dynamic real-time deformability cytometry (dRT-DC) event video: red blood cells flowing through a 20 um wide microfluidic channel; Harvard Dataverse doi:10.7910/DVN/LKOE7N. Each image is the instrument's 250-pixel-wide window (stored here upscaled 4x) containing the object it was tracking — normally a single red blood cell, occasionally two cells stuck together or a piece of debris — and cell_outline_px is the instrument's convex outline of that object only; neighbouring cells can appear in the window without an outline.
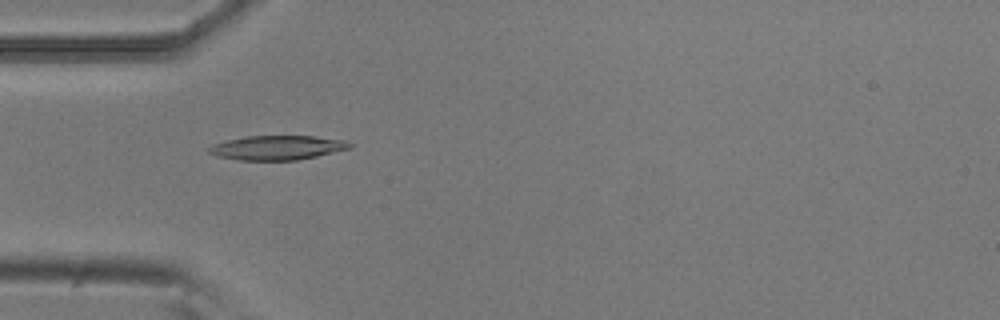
{"species": "common noctule bat (a hibernating species)", "species_latin": "Nyctalus noctula", "temperature_condition": "room temperature", "stored_images_in_passage": 38, "camera_frame_rate_fps": 3000, "um_per_image_px": 0.085, "animal": {"sex": "male", "body_mass_g": 20.5, "forearm_length_mm": 52.5}, "frame": {"image": 1, "passage_image": 16, "time_ms": 5.0, "image_size_px": [1000, 320], "cell_outline_px": [[352, 148], [316, 156], [296, 160], [240, 160], [216, 156], [208, 152], [208, 148], [216, 144], [228, 140], [248, 136], [312, 136], [344, 140], [352, 144]], "centroid_in_image_um": [23.59, 12.55], "position_along_channel_um": 61.4, "area_um2": 19.71}}
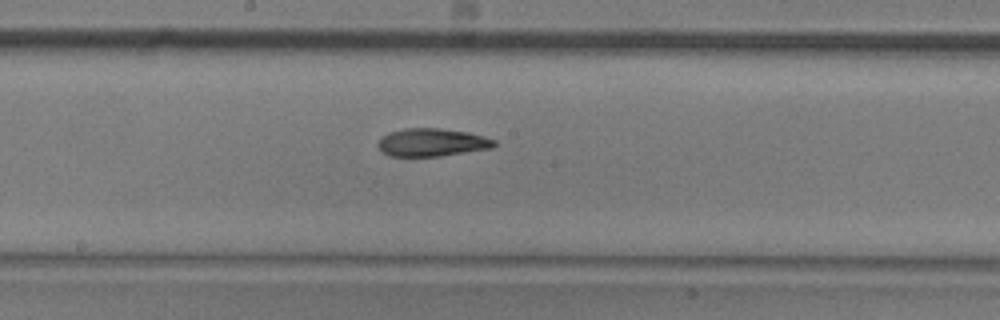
{"frame": {"image": 2, "passage_image": 28, "time_ms": 9.0, "image_size_px": [1000, 320], "cell_outline_px": [[496, 144], [492, 148], [440, 156], [388, 156], [376, 144], [380, 136], [388, 132], [404, 128], [440, 128], [468, 132], [484, 136], [496, 140]], "centroid_in_image_um": [36.69, 12.09], "position_along_channel_um": 211.5, "area_um2": 19.07}}
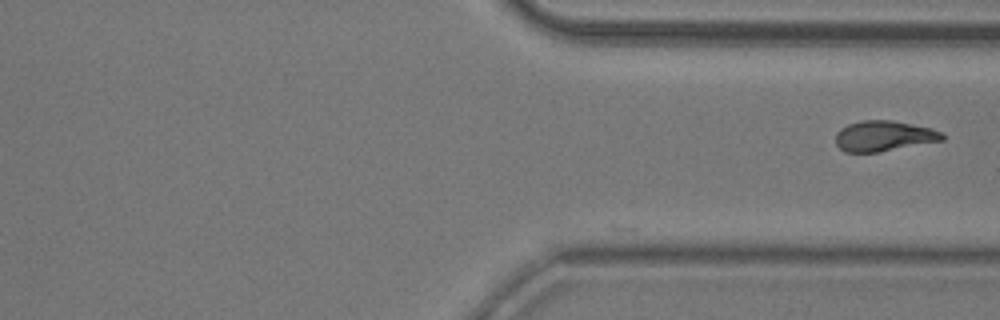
{"frame": {"image": 3, "passage_image": 38, "time_ms": 12.333, "image_size_px": [1000, 320], "cell_outline_px": [[944, 140], [876, 152], [844, 152], [836, 144], [836, 132], [840, 128], [848, 124], [860, 120], [892, 120], [932, 128], [940, 132], [944, 136]], "centroid_in_image_um": [75.09, 11.55], "position_along_channel_um": 336.3, "area_um2": 18.84}}